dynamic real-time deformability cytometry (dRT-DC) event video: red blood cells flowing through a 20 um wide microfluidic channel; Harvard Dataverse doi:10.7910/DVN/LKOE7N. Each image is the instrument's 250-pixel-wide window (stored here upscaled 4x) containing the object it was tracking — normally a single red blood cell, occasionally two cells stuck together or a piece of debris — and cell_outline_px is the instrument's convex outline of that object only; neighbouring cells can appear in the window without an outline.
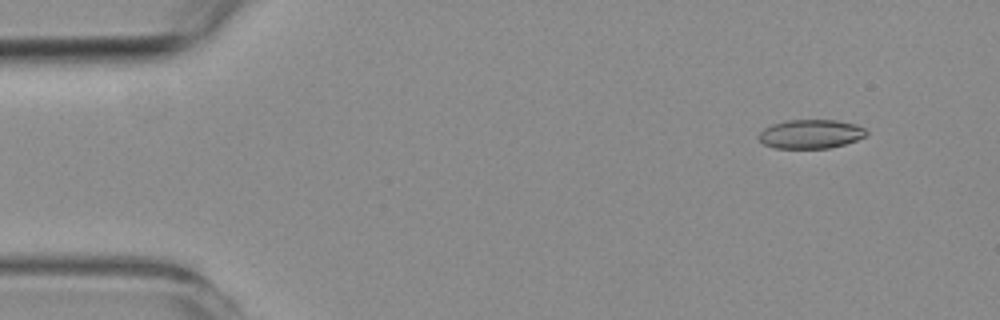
{"species": "common noctule bat (a hibernating species)", "species_latin": "Nyctalus noctula", "temperature_condition": "room temperature", "stored_images_in_passage": 21, "camera_frame_rate_fps": 3000, "um_per_image_px": 0.085, "animal": {"sex": "female", "body_mass_g": 19.3, "forearm_length_mm": 54.1}, "frame": {"image": 1, "passage_image": 5, "time_ms": 1.333, "image_size_px": [1000, 320], "cell_outline_px": [[868, 132], [864, 136], [856, 140], [844, 144], [828, 148], [776, 148], [764, 144], [756, 136], [764, 128], [772, 124], [784, 120], [836, 120], [856, 124], [864, 128]], "centroid_in_image_um": [68.88, 11.38], "position_along_channel_um": 16.1, "area_um2": 18.15}}
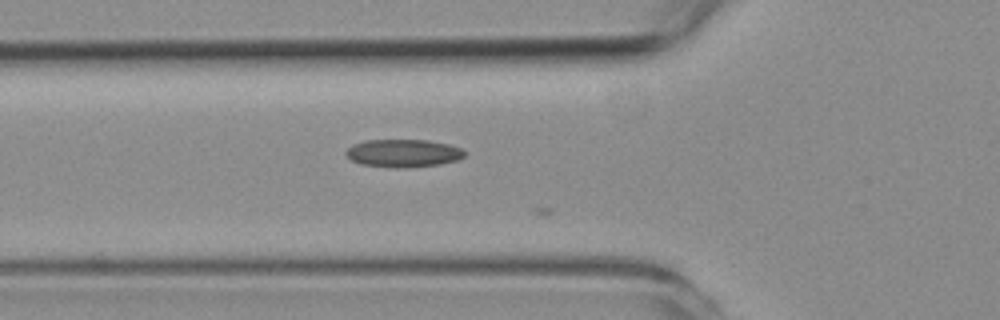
{"frame": {"image": 2, "passage_image": 19, "time_ms": 6.0, "image_size_px": [1000, 320], "cell_outline_px": [[464, 156], [456, 160], [440, 164], [404, 168], [396, 168], [364, 164], [352, 160], [344, 152], [352, 144], [364, 140], [428, 140], [448, 144], [464, 148]], "centroid_in_image_um": [34.29, 13.01], "position_along_channel_um": 91.5, "area_um2": 19.19}}